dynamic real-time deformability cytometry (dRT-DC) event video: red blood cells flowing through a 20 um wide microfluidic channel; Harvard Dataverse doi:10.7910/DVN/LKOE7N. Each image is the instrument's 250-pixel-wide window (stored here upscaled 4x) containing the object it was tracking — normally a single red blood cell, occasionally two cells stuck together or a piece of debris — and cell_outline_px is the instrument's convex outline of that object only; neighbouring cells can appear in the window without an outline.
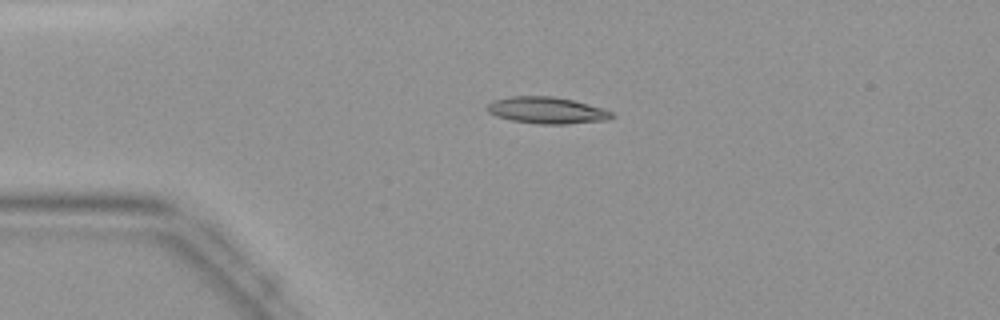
{"species": "common noctule bat (a hibernating species)", "species_latin": "Nyctalus noctula", "temperature_condition": "warm", "stored_images_in_passage": 35, "camera_frame_rate_fps": 3000, "um_per_image_px": 0.085, "animal": {"sex": "female", "body_mass_g": 19.9}, "frame": {"image": 1, "passage_image": 1, "time_ms": 0.0, "image_size_px": [1000, 320], "cell_outline_px": [[616, 116], [608, 120], [568, 124], [536, 124], [512, 120], [496, 116], [488, 112], [484, 108], [492, 100], [508, 96], [552, 96], [572, 100], [604, 108], [612, 112]], "centroid_in_image_um": [46.47, 9.38], "position_along_channel_um": 38.5, "area_um2": 19.59}}
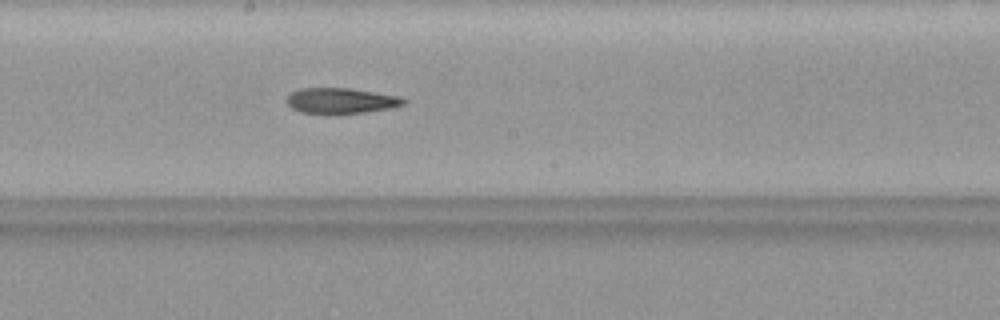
{"frame": {"image": 2, "passage_image": 15, "time_ms": 4.667, "image_size_px": [1000, 320], "cell_outline_px": [[408, 100], [404, 104], [392, 108], [336, 116], [324, 116], [300, 112], [292, 108], [288, 104], [288, 96], [292, 92], [300, 88], [348, 88], [400, 96]], "centroid_in_image_um": [28.98, 8.6], "position_along_channel_um": 219.2, "area_um2": 18.03}}
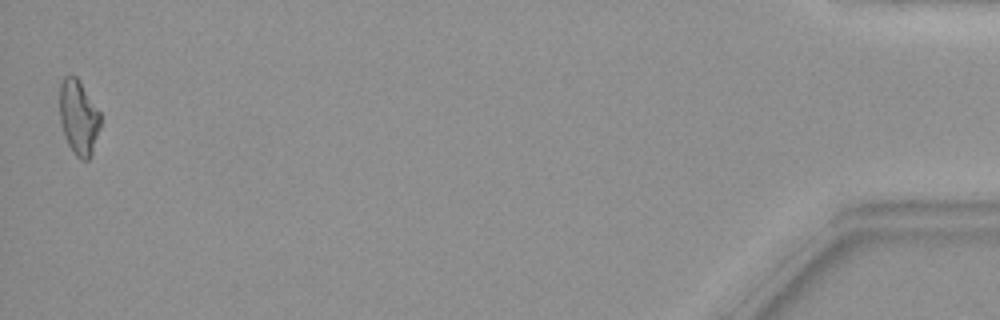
{"frame": {"image": 3, "passage_image": 35, "time_ms": 11.333, "image_size_px": [1000, 320], "cell_outline_px": [[100, 128], [92, 152], [88, 160], [80, 160], [76, 156], [68, 144], [60, 120], [60, 80], [64, 76], [76, 76], [100, 112]], "centroid_in_image_um": [6.68, 9.97], "position_along_channel_um": 428.5, "area_um2": 17.57}}